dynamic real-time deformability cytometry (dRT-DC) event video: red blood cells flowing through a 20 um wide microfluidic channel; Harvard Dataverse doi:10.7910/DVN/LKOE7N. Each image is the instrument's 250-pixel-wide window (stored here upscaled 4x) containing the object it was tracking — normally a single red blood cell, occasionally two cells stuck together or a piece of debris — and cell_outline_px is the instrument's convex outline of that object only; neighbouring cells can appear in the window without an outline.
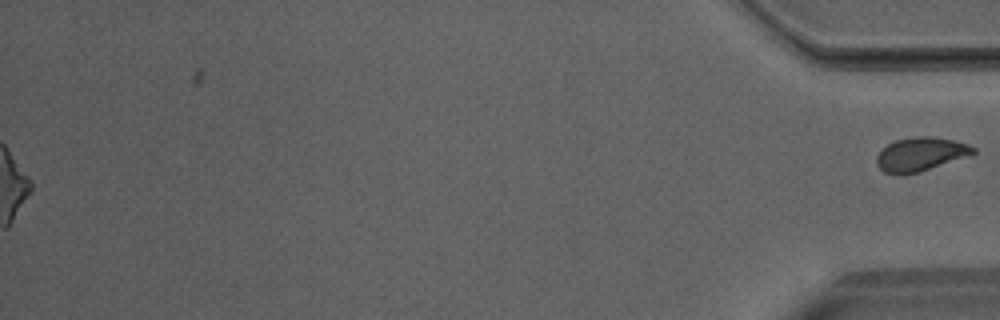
{"species": "Egyptian fruit bat (a non-hibernating species)", "species_latin": "Rousettus aegyptiacus", "temperature_condition": "room temperature", "stored_images_in_passage": 44, "segment_of_instrument_passage": [2, 2], "camera_frame_rate_fps": 3000, "um_per_image_px": 0.085, "animal": {"sex": "male"}, "frame": {"image": 1, "passage_image": 44, "time_ms": 14.333, "image_size_px": [1000, 320], "cell_outline_px": [[976, 152], [920, 172], [900, 176], [884, 172], [876, 164], [876, 156], [888, 144], [896, 140], [916, 136], [932, 136], [952, 140], [968, 144], [976, 148]], "centroid_in_image_um": [78.2, 13.12], "position_along_channel_um": 357.0, "area_um2": 18.84}}